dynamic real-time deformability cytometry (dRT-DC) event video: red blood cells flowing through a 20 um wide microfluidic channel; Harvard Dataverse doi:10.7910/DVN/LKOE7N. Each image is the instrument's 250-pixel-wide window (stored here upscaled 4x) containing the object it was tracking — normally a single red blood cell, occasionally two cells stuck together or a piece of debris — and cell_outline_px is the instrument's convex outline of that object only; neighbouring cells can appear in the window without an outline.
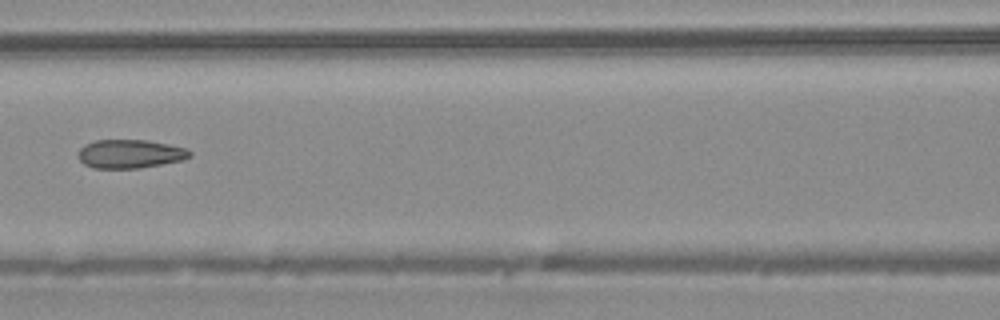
{"species": "common noctule bat (a hibernating species)", "species_latin": "Nyctalus noctula", "temperature_condition": "warm", "stored_images_in_passage": 6, "camera_frame_rate_fps": 3000, "um_per_image_px": 0.085, "animal": {"sex": "male", "body_mass_g": 20.4}, "frame": {"image": 1, "passage_image": 6, "time_ms": 1.667, "image_size_px": [1000, 320], "cell_outline_px": [[192, 156], [184, 160], [140, 168], [92, 168], [84, 164], [80, 160], [80, 148], [84, 144], [96, 140], [148, 140], [184, 148], [192, 152]], "centroid_in_image_um": [11.07, 13.08], "position_along_channel_um": 155.5, "area_um2": 18.55}}